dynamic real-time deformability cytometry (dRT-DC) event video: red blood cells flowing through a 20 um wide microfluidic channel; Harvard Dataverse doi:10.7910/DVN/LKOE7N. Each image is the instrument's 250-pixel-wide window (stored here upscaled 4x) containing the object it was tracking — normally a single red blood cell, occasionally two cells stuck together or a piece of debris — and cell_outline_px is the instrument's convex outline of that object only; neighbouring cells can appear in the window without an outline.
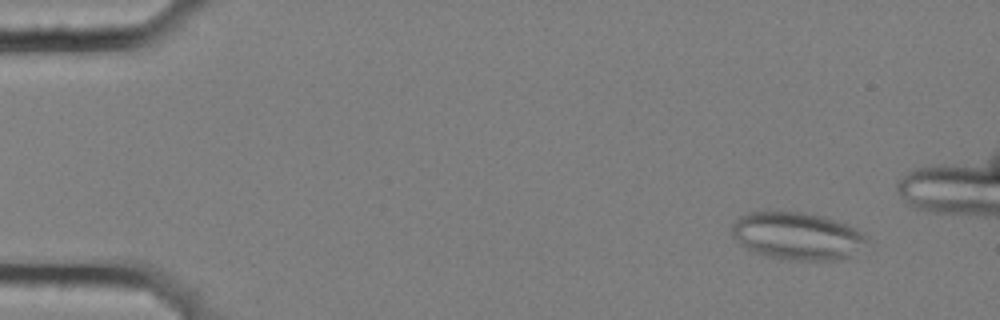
{"species": "common noctule bat (a hibernating species)", "species_latin": "Nyctalus noctula", "temperature_condition": "cold", "stored_images_in_passage": 51, "camera_frame_rate_fps": 3000, "um_per_image_px": 0.085, "animal": {"sex": "female", "body_mass_g": 25.1}, "frame": {"image": 1, "passage_image": 6, "time_ms": 1.667, "image_size_px": [1000, 320], "cell_outline_px": [[868, 240], [848, 256], [840, 260], [784, 260], [756, 252], [740, 244], [732, 236], [732, 224], [740, 216], [748, 212], [804, 212], [824, 216], [844, 224], [860, 232]], "centroid_in_image_um": [67.7, 20.05], "position_along_channel_um": 17.3, "area_um2": 36.7}}
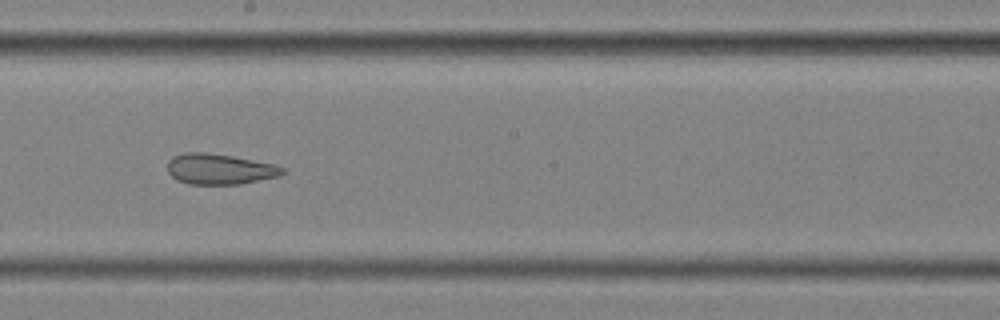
{"frame": {"image": 2, "passage_image": 33, "time_ms": 10.667, "image_size_px": [1000, 320], "cell_outline_px": [[288, 172], [280, 176], [240, 184], [188, 184], [176, 180], [168, 172], [168, 160], [172, 156], [184, 152], [204, 152], [232, 156], [272, 164], [284, 168]], "centroid_in_image_um": [18.65, 14.37], "position_along_channel_um": 229.5, "area_um2": 20.58}}
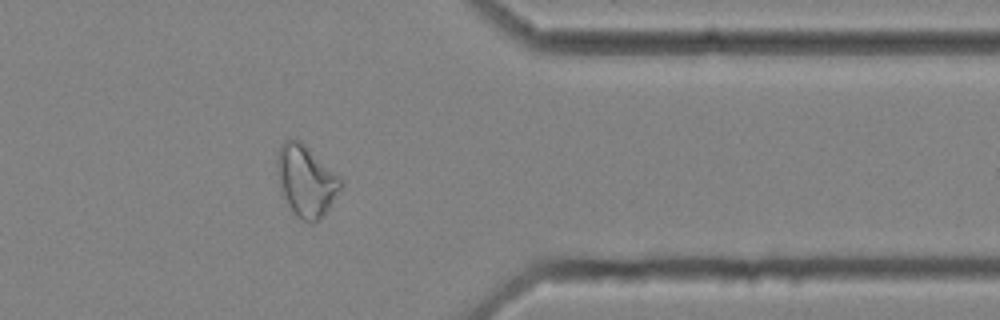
{"frame": {"image": 3, "passage_image": 47, "time_ms": 15.333, "image_size_px": [1000, 320], "cell_outline_px": [[344, 184], [320, 220], [312, 224], [296, 216], [292, 212], [284, 196], [276, 172], [276, 156], [280, 144], [284, 140], [300, 140], [340, 176]], "centroid_in_image_um": [26.01, 15.36], "position_along_channel_um": 385.4, "area_um2": 26.41}}